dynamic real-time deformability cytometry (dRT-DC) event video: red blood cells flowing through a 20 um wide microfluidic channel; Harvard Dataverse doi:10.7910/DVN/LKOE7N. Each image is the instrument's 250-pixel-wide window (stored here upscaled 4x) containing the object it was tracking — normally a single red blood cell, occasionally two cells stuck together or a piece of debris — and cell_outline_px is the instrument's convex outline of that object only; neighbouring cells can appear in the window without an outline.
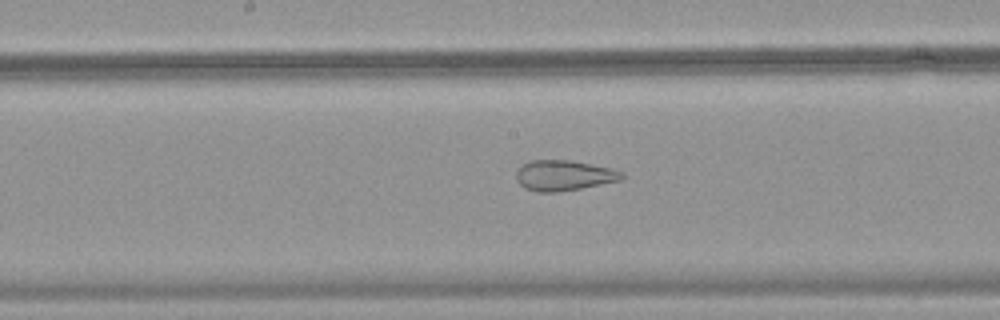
{"species": "common noctule bat (a hibernating species)", "species_latin": "Nyctalus noctula", "temperature_condition": "warm", "stored_images_in_passage": 50, "camera_frame_rate_fps": 3000, "um_per_image_px": 0.085, "animal": {"sex": "female", "body_mass_g": 18.4}, "frame": {"image": 1, "passage_image": 27, "time_ms": 8.667, "image_size_px": [1000, 320], "cell_outline_px": [[624, 176], [620, 180], [580, 188], [556, 192], [536, 192], [524, 188], [516, 180], [516, 172], [524, 164], [532, 160], [572, 160], [612, 168], [624, 172]], "centroid_in_image_um": [47.93, 14.91], "position_along_channel_um": 200.3, "area_um2": 18.67}}
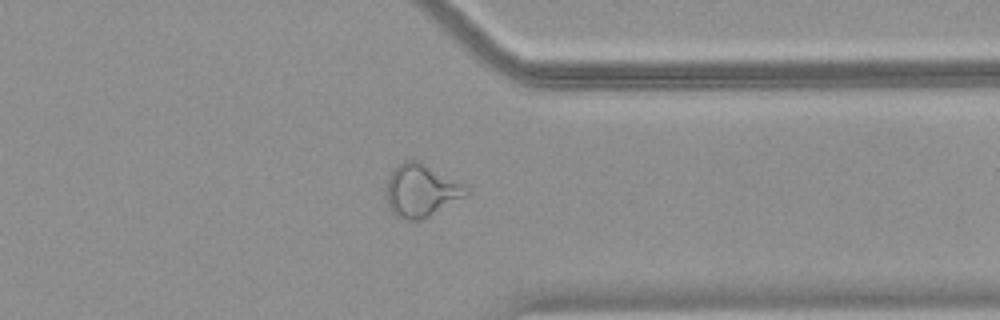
{"frame": {"image": 2, "passage_image": 40, "time_ms": 13.0, "image_size_px": [1000, 320], "cell_outline_px": [[472, 192], [468, 196], [420, 220], [400, 220], [388, 208], [388, 180], [392, 168], [404, 160], [420, 160], [464, 184]], "centroid_in_image_um": [35.83, 16.19], "position_along_channel_um": 375.6, "area_um2": 24.8}}
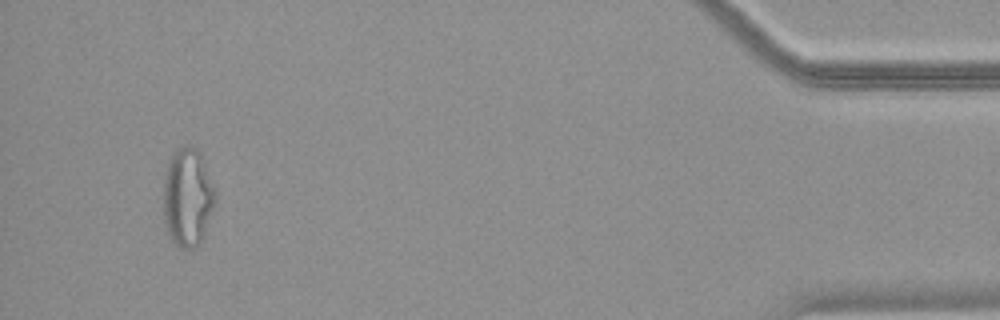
{"frame": {"image": 3, "passage_image": 48, "time_ms": 15.667, "image_size_px": [1000, 320], "cell_outline_px": [[216, 200], [204, 236], [200, 244], [196, 248], [180, 248], [172, 240], [168, 232], [164, 220], [164, 176], [168, 160], [176, 148], [184, 144], [196, 148], [200, 152], [216, 188]], "centroid_in_image_um": [15.97, 16.74], "position_along_channel_um": 419.2, "area_um2": 30.23}}